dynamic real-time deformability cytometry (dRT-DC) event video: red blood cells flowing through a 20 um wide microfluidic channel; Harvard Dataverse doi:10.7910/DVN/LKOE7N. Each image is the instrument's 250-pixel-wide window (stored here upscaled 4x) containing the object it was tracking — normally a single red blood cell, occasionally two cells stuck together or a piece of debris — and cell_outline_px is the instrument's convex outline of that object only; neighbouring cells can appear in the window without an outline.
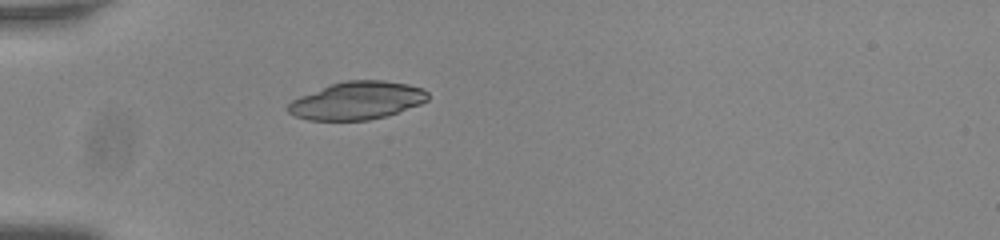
{"species": "common noctule bat (a hibernating species)", "species_latin": "Nyctalus noctula", "temperature_condition": "room temperature", "stored_images_in_passage": 38, "camera_frame_rate_fps": 3000, "um_per_image_px": 0.085, "animal": {"sex": "male", "body_mass_g": 20.0, "forearm_length_mm": 53.3}, "frame": {"image": 1, "passage_image": 1, "time_ms": 0.0, "image_size_px": [1000, 240], "cell_outline_px": [[428, 100], [420, 104], [384, 116], [368, 120], [308, 120], [296, 116], [288, 112], [288, 104], [292, 100], [300, 96], [332, 84], [348, 80], [384, 80], [408, 84], [424, 88], [428, 92]], "centroid_in_image_um": [30.37, 8.54], "position_along_channel_um": 54.6, "area_um2": 30.52}}